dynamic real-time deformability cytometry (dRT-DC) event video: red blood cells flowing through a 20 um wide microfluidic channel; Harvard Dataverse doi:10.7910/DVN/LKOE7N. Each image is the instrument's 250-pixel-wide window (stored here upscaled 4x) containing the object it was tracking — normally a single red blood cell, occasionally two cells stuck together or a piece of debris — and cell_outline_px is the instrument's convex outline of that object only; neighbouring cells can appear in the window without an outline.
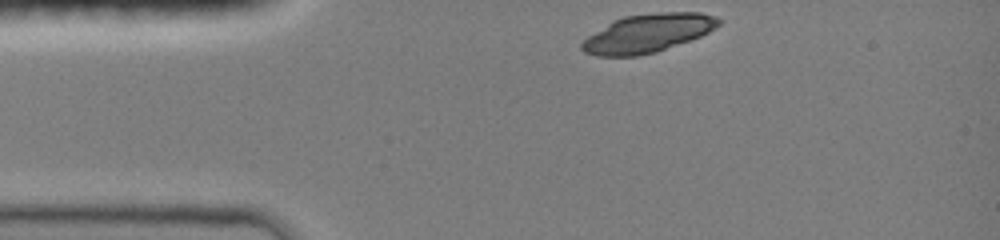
{"species": "common noctule bat (a hibernating species)", "species_latin": "Nyctalus noctula", "temperature_condition": "room temperature", "stored_images_in_passage": 34, "camera_frame_rate_fps": 3000, "um_per_image_px": 0.085, "animal": {"sex": "female", "body_mass_g": 19.0, "forearm_length_mm": 51.5}, "frame": {"image": 1, "passage_image": 1, "time_ms": 0.0, "image_size_px": [1000, 240], "cell_outline_px": [[720, 24], [716, 28], [700, 36], [656, 52], [636, 56], [596, 56], [584, 52], [580, 48], [580, 44], [588, 36], [612, 20], [624, 16], [660, 12], [700, 12], [716, 16], [720, 20]], "centroid_in_image_um": [55.04, 2.82], "position_along_channel_um": 30.0, "area_um2": 30.58}}